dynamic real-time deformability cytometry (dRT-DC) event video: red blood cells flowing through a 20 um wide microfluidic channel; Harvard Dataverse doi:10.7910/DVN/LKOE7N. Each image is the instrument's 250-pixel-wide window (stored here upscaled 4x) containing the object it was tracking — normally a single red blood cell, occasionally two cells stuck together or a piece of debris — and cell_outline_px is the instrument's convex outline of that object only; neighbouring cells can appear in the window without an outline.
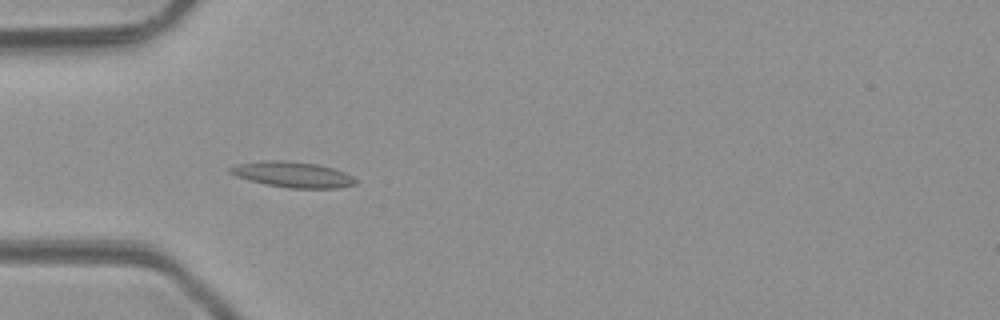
{"species": "common noctule bat (a hibernating species)", "species_latin": "Nyctalus noctula", "temperature_condition": "room temperature", "stored_images_in_passage": 7, "camera_frame_rate_fps": 3000, "um_per_image_px": 0.085, "animal": {"sex": "male", "body_mass_g": 23.1, "forearm_length_mm": 52.7}, "frame": {"image": 1, "passage_image": 5, "time_ms": 4.667, "image_size_px": [1000, 320], "cell_outline_px": [[360, 180], [356, 184], [340, 188], [288, 188], [264, 184], [236, 176], [228, 172], [228, 168], [236, 164], [264, 160], [284, 160], [316, 164], [332, 168], [344, 172]], "centroid_in_image_um": [24.88, 14.84], "position_along_channel_um": 60.1, "area_um2": 18.9}}
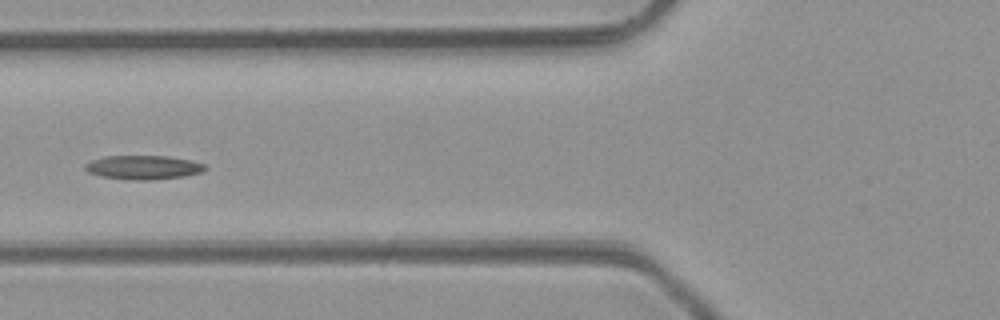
{"frame": {"image": 2, "passage_image": 6, "time_ms": 6.0, "image_size_px": [1000, 320], "cell_outline_px": [[208, 168], [200, 172], [184, 176], [152, 180], [128, 180], [100, 176], [88, 172], [84, 168], [84, 164], [92, 160], [104, 156], [168, 156], [188, 160], [204, 164]], "centroid_in_image_um": [12.14, 14.23], "position_along_channel_um": 113.7, "area_um2": 16.76}}
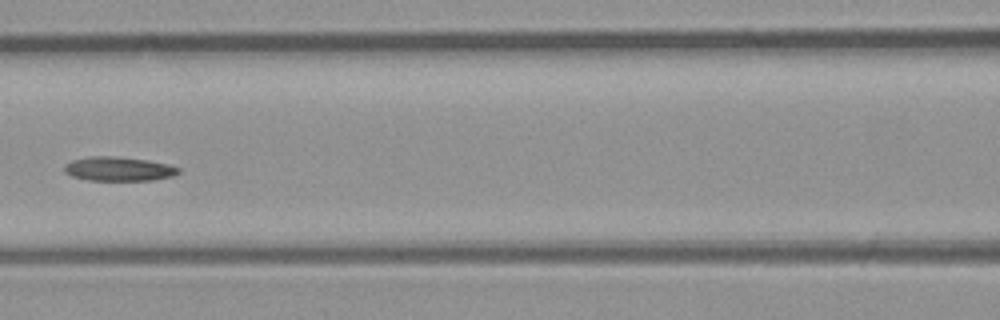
{"frame": {"image": 3, "passage_image": 7, "time_ms": 7.0, "image_size_px": [1000, 320], "cell_outline_px": [[180, 172], [172, 176], [152, 180], [88, 180], [72, 176], [64, 172], [64, 164], [72, 160], [88, 156], [112, 156], [148, 160], [168, 164], [180, 168]], "centroid_in_image_um": [10.06, 14.35], "position_along_channel_um": 156.5, "area_um2": 16.07}}